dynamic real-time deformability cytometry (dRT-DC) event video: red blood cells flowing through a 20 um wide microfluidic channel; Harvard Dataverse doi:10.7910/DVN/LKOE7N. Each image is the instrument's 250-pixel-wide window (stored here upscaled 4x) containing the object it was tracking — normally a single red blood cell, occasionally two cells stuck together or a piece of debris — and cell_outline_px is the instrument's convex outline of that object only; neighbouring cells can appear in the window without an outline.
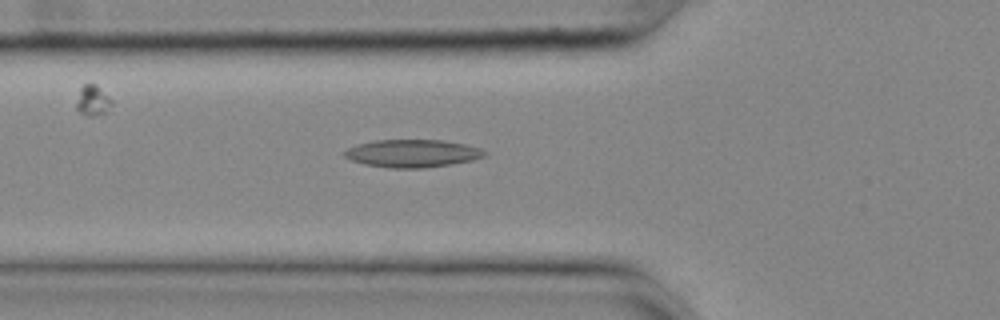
{"species": "common noctule bat (a hibernating species)", "species_latin": "Nyctalus noctula", "temperature_condition": "cold", "stored_images_in_passage": 42, "camera_frame_rate_fps": 3000, "um_per_image_px": 0.085, "animal": {"sex": "female", "body_mass_g": 25.1}, "frame": {"image": 1, "passage_image": 6, "time_ms": 1.667, "image_size_px": [1000, 320], "cell_outline_px": [[488, 152], [484, 156], [472, 160], [424, 168], [388, 168], [364, 164], [352, 160], [344, 156], [344, 152], [348, 148], [356, 144], [376, 140], [440, 140], [464, 144], [480, 148]], "centroid_in_image_um": [35.03, 13.04], "position_along_channel_um": 90.8, "area_um2": 22.48}}
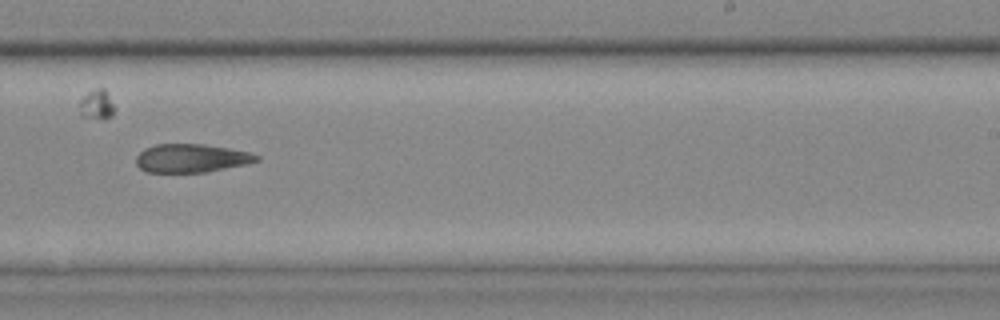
{"frame": {"image": 2, "passage_image": 21, "time_ms": 6.667, "image_size_px": [1000, 320], "cell_outline_px": [[260, 160], [244, 164], [204, 172], [148, 172], [140, 168], [136, 164], [136, 156], [144, 148], [156, 144], [204, 144], [228, 148], [248, 152], [260, 156]], "centroid_in_image_um": [16.23, 13.44], "position_along_channel_um": 272.8, "area_um2": 19.77}}
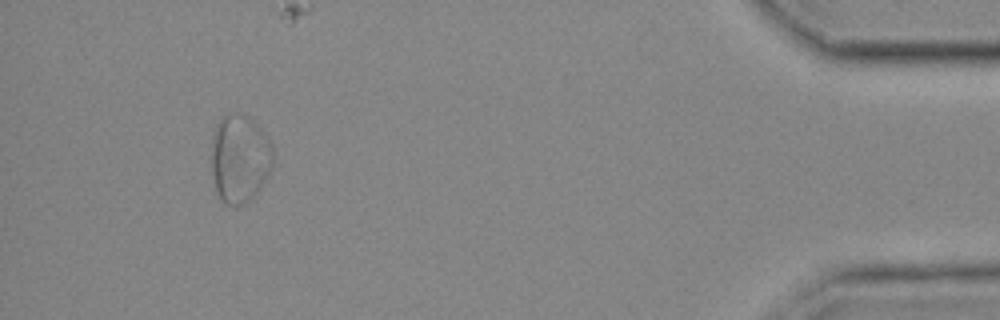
{"frame": {"image": 3, "passage_image": 38, "time_ms": 12.333, "image_size_px": [1000, 320], "cell_outline_px": [[272, 168], [268, 176], [256, 192], [244, 204], [224, 204], [220, 200], [216, 192], [212, 172], [212, 132], [220, 120], [224, 116], [232, 112], [244, 116], [252, 120], [260, 128], [272, 144]], "centroid_in_image_um": [20.36, 13.48], "position_along_channel_um": 414.8, "area_um2": 31.39}}